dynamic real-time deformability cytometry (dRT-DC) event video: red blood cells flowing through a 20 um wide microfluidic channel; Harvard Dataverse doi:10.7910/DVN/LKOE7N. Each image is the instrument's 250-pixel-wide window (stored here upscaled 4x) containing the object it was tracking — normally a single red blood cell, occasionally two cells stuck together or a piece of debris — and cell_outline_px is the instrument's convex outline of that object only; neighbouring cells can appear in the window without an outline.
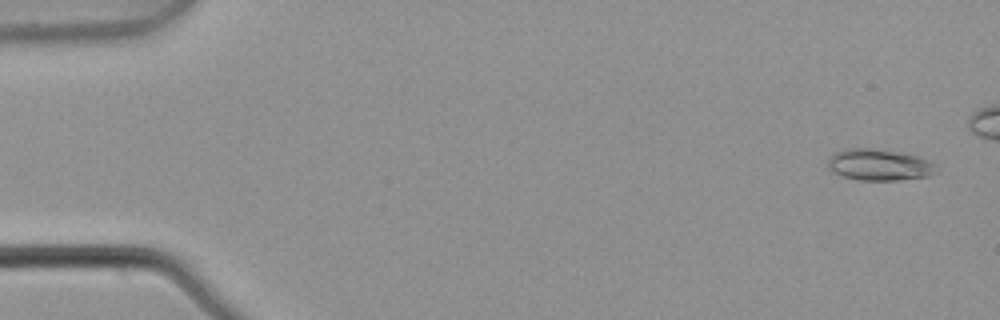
{"species": "common noctule bat (a hibernating species)", "species_latin": "Nyctalus noctula", "temperature_condition": "warm", "stored_images_in_passage": 8, "camera_frame_rate_fps": 3000, "um_per_image_px": 0.085, "animal": {"sex": "male", "body_mass_g": 21.5, "forearm_length_mm": 52.0}, "frame": {"image": 1, "passage_image": 1, "time_ms": 0.0, "image_size_px": [1000, 320], "cell_outline_px": [[936, 172], [928, 176], [900, 180], [860, 180], [840, 176], [832, 172], [828, 168], [828, 156], [844, 148], [872, 148], [900, 152], [916, 156], [928, 160], [932, 164]], "centroid_in_image_um": [74.65, 14.01], "position_along_channel_um": 10.4, "area_um2": 19.88}}
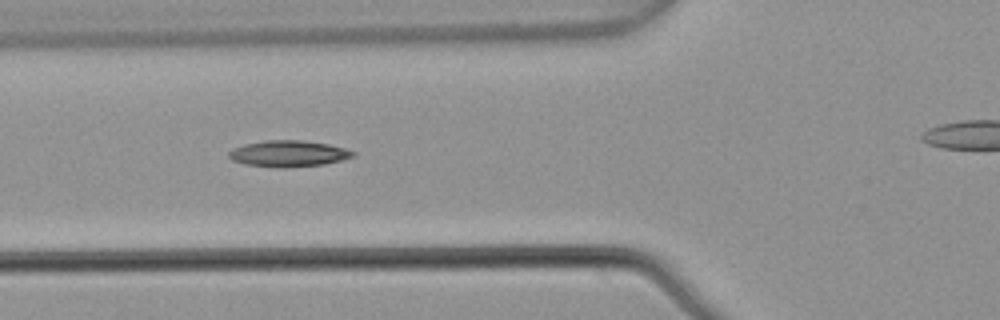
{"frame": {"image": 2, "passage_image": 6, "time_ms": 1.667, "image_size_px": [1000, 320], "cell_outline_px": [[356, 152], [352, 156], [340, 160], [324, 164], [276, 168], [244, 164], [232, 160], [228, 156], [228, 152], [232, 148], [244, 144], [264, 140], [300, 140], [328, 144], [344, 148]], "centroid_in_image_um": [24.45, 13.05], "position_along_channel_um": 101.4, "area_um2": 18.9}}
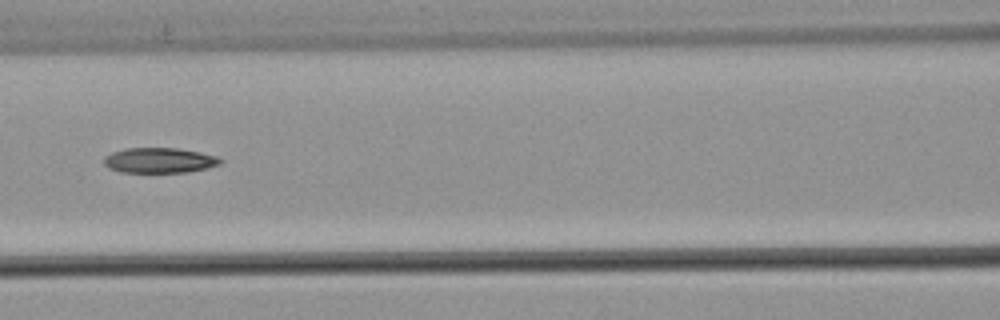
{"frame": {"image": 3, "passage_image": 7, "time_ms": 2.0, "image_size_px": [1000, 320], "cell_outline_px": [[224, 160], [220, 164], [208, 168], [188, 172], [120, 172], [108, 168], [104, 164], [104, 156], [112, 152], [124, 148], [176, 148], [200, 152], [216, 156]], "centroid_in_image_um": [13.54, 13.63], "position_along_channel_um": 153.1, "area_um2": 17.22}}